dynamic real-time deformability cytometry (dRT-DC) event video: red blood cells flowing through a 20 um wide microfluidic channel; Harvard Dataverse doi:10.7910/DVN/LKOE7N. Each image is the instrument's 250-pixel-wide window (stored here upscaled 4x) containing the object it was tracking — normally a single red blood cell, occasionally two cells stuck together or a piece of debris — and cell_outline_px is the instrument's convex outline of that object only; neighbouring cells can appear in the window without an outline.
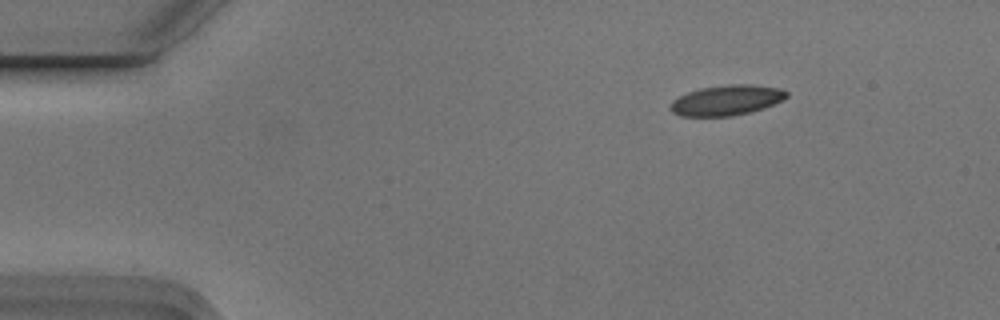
{"species": "Egyptian fruit bat (a non-hibernating species)", "species_latin": "Rousettus aegyptiacus", "temperature_condition": "cold", "stored_images_in_passage": 4, "camera_frame_rate_fps": 3000, "um_per_image_px": 0.085, "animal": {"sex": "male"}, "frame": {"image": 1, "passage_image": 1, "time_ms": 0.0, "image_size_px": [1000, 320], "cell_outline_px": [[788, 96], [764, 108], [752, 112], [732, 116], [680, 116], [672, 112], [668, 108], [672, 100], [688, 92], [700, 88], [732, 84], [744, 84], [780, 88], [788, 92]], "centroid_in_image_um": [61.72, 8.53], "position_along_channel_um": 23.3, "area_um2": 20.4}}